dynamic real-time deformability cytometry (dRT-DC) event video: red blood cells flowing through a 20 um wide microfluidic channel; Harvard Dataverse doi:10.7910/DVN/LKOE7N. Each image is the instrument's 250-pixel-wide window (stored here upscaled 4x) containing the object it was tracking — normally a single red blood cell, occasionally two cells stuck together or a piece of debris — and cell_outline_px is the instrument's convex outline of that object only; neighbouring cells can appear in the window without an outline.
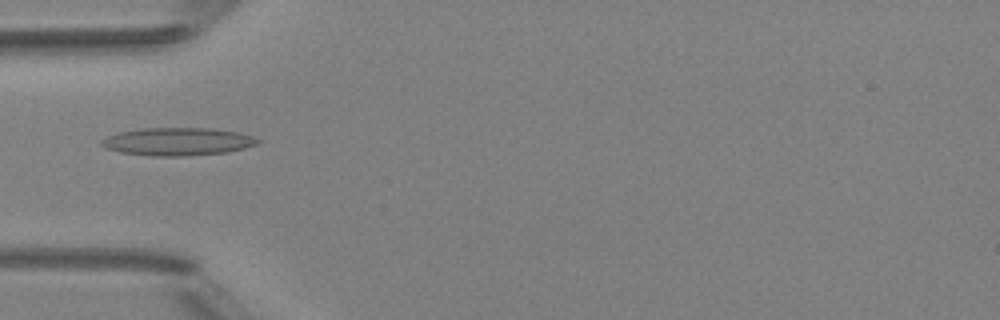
{"species": "Egyptian fruit bat (a non-hibernating species)", "species_latin": "Rousettus aegyptiacus", "temperature_condition": "room temperature", "stored_images_in_passage": 5, "camera_frame_rate_fps": 3000, "um_per_image_px": 0.085, "animal": {"sex": "female"}, "frame": {"image": 1, "passage_image": 5, "time_ms": 4.333, "image_size_px": [1000, 320], "cell_outline_px": [[260, 140], [256, 144], [244, 148], [228, 152], [184, 156], [152, 156], [120, 152], [104, 148], [100, 144], [100, 140], [108, 136], [120, 132], [144, 128], [208, 128], [236, 132], [252, 136]], "centroid_in_image_um": [15.06, 12.04], "position_along_channel_um": 69.9, "area_um2": 25.2}}